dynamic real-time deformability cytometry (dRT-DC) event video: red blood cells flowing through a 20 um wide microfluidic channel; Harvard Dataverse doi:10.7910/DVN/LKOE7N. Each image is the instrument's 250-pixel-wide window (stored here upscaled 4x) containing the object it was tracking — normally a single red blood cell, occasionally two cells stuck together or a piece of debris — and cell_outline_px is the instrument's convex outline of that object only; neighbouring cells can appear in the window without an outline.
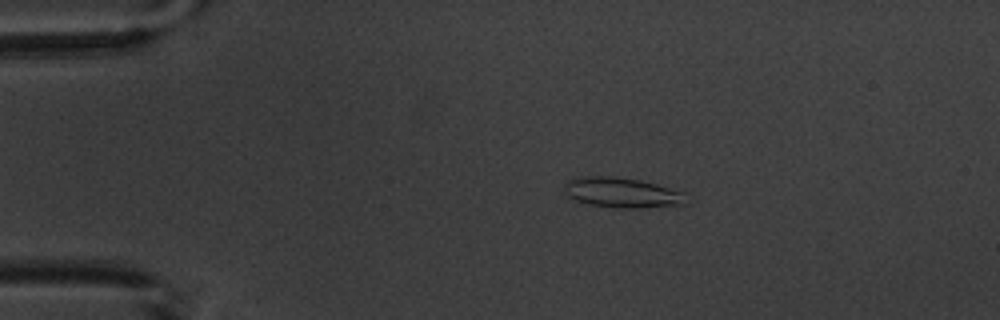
{"species": "common noctule bat (a hibernating species)", "species_latin": "Nyctalus noctula", "temperature_condition": "warm", "stored_images_in_passage": 2, "camera_frame_rate_fps": 3000, "um_per_image_px": 0.085, "animal": {"sex": "male", "body_mass_g": 20.1, "forearm_length_mm": 53.5}, "frame": {"image": 1, "passage_image": 1, "time_ms": 0.0, "image_size_px": [1000, 320], "cell_outline_px": [[684, 204], [640, 208], [612, 208], [588, 204], [576, 200], [568, 196], [564, 192], [568, 180], [592, 176], [612, 176], [640, 180], [656, 184], [684, 192]], "centroid_in_image_um": [52.86, 16.38], "position_along_channel_um": 32.1, "area_um2": 21.1}}